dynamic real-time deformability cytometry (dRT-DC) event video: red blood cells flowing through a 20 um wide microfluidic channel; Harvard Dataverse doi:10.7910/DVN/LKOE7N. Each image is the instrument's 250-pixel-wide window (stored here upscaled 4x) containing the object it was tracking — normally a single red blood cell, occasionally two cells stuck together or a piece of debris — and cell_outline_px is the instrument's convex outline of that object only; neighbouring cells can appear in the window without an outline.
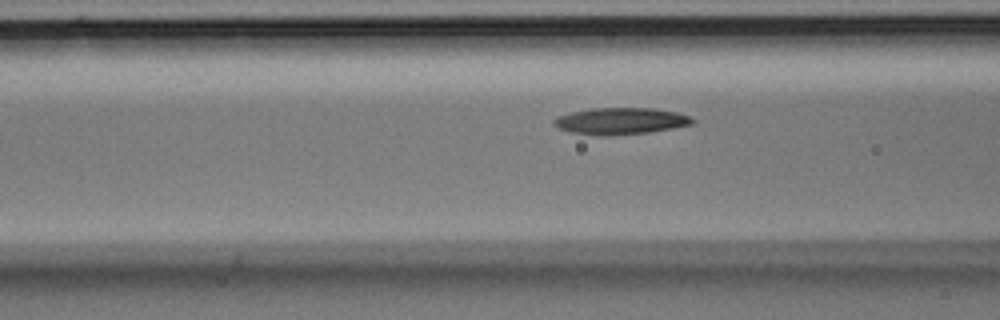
{"species": "Egyptian fruit bat (a non-hibernating species)", "species_latin": "Rousettus aegyptiacus", "temperature_condition": "room temperature", "stored_images_in_passage": 5, "segment_of_instrument_passage": [2, 2], "camera_frame_rate_fps": 3000, "um_per_image_px": 0.085, "animal": {"sex": "male"}, "frame": {"image": 1, "passage_image": 5, "time_ms": 1.333, "image_size_px": [1000, 320], "cell_outline_px": [[696, 120], [692, 124], [672, 128], [648, 132], [608, 136], [600, 136], [572, 132], [560, 128], [552, 124], [552, 120], [556, 116], [588, 108], [652, 108], [676, 112], [688, 116]], "centroid_in_image_um": [52.71, 10.28], "position_along_channel_um": 113.9, "area_um2": 21.5}}